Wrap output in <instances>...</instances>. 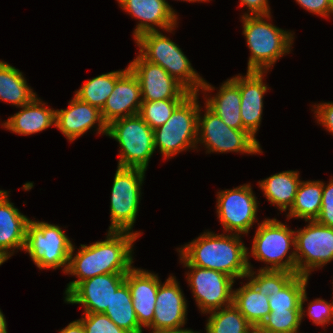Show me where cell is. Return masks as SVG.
Listing matches in <instances>:
<instances>
[{
  "instance_id": "39",
  "label": "cell",
  "mask_w": 333,
  "mask_h": 333,
  "mask_svg": "<svg viewBox=\"0 0 333 333\" xmlns=\"http://www.w3.org/2000/svg\"><path fill=\"white\" fill-rule=\"evenodd\" d=\"M314 117L319 125L323 126L333 136V102L315 103L311 106Z\"/></svg>"
},
{
  "instance_id": "21",
  "label": "cell",
  "mask_w": 333,
  "mask_h": 333,
  "mask_svg": "<svg viewBox=\"0 0 333 333\" xmlns=\"http://www.w3.org/2000/svg\"><path fill=\"white\" fill-rule=\"evenodd\" d=\"M214 90H216L215 87L204 79L200 89L201 93L204 94V105L219 116L228 127L237 130H246L243 127L240 115L241 95L239 74L224 81L213 96H211L212 94H208Z\"/></svg>"
},
{
  "instance_id": "10",
  "label": "cell",
  "mask_w": 333,
  "mask_h": 333,
  "mask_svg": "<svg viewBox=\"0 0 333 333\" xmlns=\"http://www.w3.org/2000/svg\"><path fill=\"white\" fill-rule=\"evenodd\" d=\"M199 108L197 129V150L203 145L206 154L210 153H240L247 155L263 154L257 138L247 130H237L228 127L219 116L206 105ZM204 109V114H202Z\"/></svg>"
},
{
  "instance_id": "22",
  "label": "cell",
  "mask_w": 333,
  "mask_h": 333,
  "mask_svg": "<svg viewBox=\"0 0 333 333\" xmlns=\"http://www.w3.org/2000/svg\"><path fill=\"white\" fill-rule=\"evenodd\" d=\"M125 281L139 325L148 328L153 322L156 296L161 282L158 273L133 266L126 273Z\"/></svg>"
},
{
  "instance_id": "4",
  "label": "cell",
  "mask_w": 333,
  "mask_h": 333,
  "mask_svg": "<svg viewBox=\"0 0 333 333\" xmlns=\"http://www.w3.org/2000/svg\"><path fill=\"white\" fill-rule=\"evenodd\" d=\"M257 225L250 252L248 250V262L254 257L266 264L260 270H285L297 274L295 230L276 218H265Z\"/></svg>"
},
{
  "instance_id": "25",
  "label": "cell",
  "mask_w": 333,
  "mask_h": 333,
  "mask_svg": "<svg viewBox=\"0 0 333 333\" xmlns=\"http://www.w3.org/2000/svg\"><path fill=\"white\" fill-rule=\"evenodd\" d=\"M301 181L299 171L286 170L259 180L257 183L270 205L286 213L293 205Z\"/></svg>"
},
{
  "instance_id": "46",
  "label": "cell",
  "mask_w": 333,
  "mask_h": 333,
  "mask_svg": "<svg viewBox=\"0 0 333 333\" xmlns=\"http://www.w3.org/2000/svg\"><path fill=\"white\" fill-rule=\"evenodd\" d=\"M164 1L167 2V4L169 5L168 1H166V0H164ZM177 1H183V2L186 1V2H189V3H190V2H191V3H192V2H193V3H194V2L201 3V2H209V1H212V0H177Z\"/></svg>"
},
{
  "instance_id": "20",
  "label": "cell",
  "mask_w": 333,
  "mask_h": 333,
  "mask_svg": "<svg viewBox=\"0 0 333 333\" xmlns=\"http://www.w3.org/2000/svg\"><path fill=\"white\" fill-rule=\"evenodd\" d=\"M142 104L141 86L136 75L128 68L116 81L114 90L101 110L103 121H112L139 114Z\"/></svg>"
},
{
  "instance_id": "33",
  "label": "cell",
  "mask_w": 333,
  "mask_h": 333,
  "mask_svg": "<svg viewBox=\"0 0 333 333\" xmlns=\"http://www.w3.org/2000/svg\"><path fill=\"white\" fill-rule=\"evenodd\" d=\"M248 266L249 272L246 275V279L267 297L275 291H280L296 275V273L285 270L257 269V271H254V267L250 261L248 262Z\"/></svg>"
},
{
  "instance_id": "41",
  "label": "cell",
  "mask_w": 333,
  "mask_h": 333,
  "mask_svg": "<svg viewBox=\"0 0 333 333\" xmlns=\"http://www.w3.org/2000/svg\"><path fill=\"white\" fill-rule=\"evenodd\" d=\"M247 9L242 15H268L271 14L269 0H239V7Z\"/></svg>"
},
{
  "instance_id": "8",
  "label": "cell",
  "mask_w": 333,
  "mask_h": 333,
  "mask_svg": "<svg viewBox=\"0 0 333 333\" xmlns=\"http://www.w3.org/2000/svg\"><path fill=\"white\" fill-rule=\"evenodd\" d=\"M107 136L119 143L117 166L147 170L155 150L153 129L139 114L107 125Z\"/></svg>"
},
{
  "instance_id": "29",
  "label": "cell",
  "mask_w": 333,
  "mask_h": 333,
  "mask_svg": "<svg viewBox=\"0 0 333 333\" xmlns=\"http://www.w3.org/2000/svg\"><path fill=\"white\" fill-rule=\"evenodd\" d=\"M104 314L118 327L125 329L129 333H143L144 331L137 320L131 293L126 281L113 293L110 306H107Z\"/></svg>"
},
{
  "instance_id": "30",
  "label": "cell",
  "mask_w": 333,
  "mask_h": 333,
  "mask_svg": "<svg viewBox=\"0 0 333 333\" xmlns=\"http://www.w3.org/2000/svg\"><path fill=\"white\" fill-rule=\"evenodd\" d=\"M103 73L84 82L80 89L75 91V96L81 101L89 103L100 111L106 103L107 98L114 90L117 79L128 69Z\"/></svg>"
},
{
  "instance_id": "34",
  "label": "cell",
  "mask_w": 333,
  "mask_h": 333,
  "mask_svg": "<svg viewBox=\"0 0 333 333\" xmlns=\"http://www.w3.org/2000/svg\"><path fill=\"white\" fill-rule=\"evenodd\" d=\"M301 323V309H287L270 311L259 327L269 333H301L299 332Z\"/></svg>"
},
{
  "instance_id": "11",
  "label": "cell",
  "mask_w": 333,
  "mask_h": 333,
  "mask_svg": "<svg viewBox=\"0 0 333 333\" xmlns=\"http://www.w3.org/2000/svg\"><path fill=\"white\" fill-rule=\"evenodd\" d=\"M179 261L185 272L186 281L191 289L199 311L206 314L233 304L232 277L223 272L190 265L180 254Z\"/></svg>"
},
{
  "instance_id": "27",
  "label": "cell",
  "mask_w": 333,
  "mask_h": 333,
  "mask_svg": "<svg viewBox=\"0 0 333 333\" xmlns=\"http://www.w3.org/2000/svg\"><path fill=\"white\" fill-rule=\"evenodd\" d=\"M240 282L237 289H233V304L239 312L253 325L258 327L270 313L269 298L259 292L258 289L248 280Z\"/></svg>"
},
{
  "instance_id": "32",
  "label": "cell",
  "mask_w": 333,
  "mask_h": 333,
  "mask_svg": "<svg viewBox=\"0 0 333 333\" xmlns=\"http://www.w3.org/2000/svg\"><path fill=\"white\" fill-rule=\"evenodd\" d=\"M308 280L309 277L296 274L280 291H275L268 297L270 310L301 309V297Z\"/></svg>"
},
{
  "instance_id": "28",
  "label": "cell",
  "mask_w": 333,
  "mask_h": 333,
  "mask_svg": "<svg viewBox=\"0 0 333 333\" xmlns=\"http://www.w3.org/2000/svg\"><path fill=\"white\" fill-rule=\"evenodd\" d=\"M323 181L302 180L299 184L293 205L285 213L287 220L298 218L316 220L321 211Z\"/></svg>"
},
{
  "instance_id": "12",
  "label": "cell",
  "mask_w": 333,
  "mask_h": 333,
  "mask_svg": "<svg viewBox=\"0 0 333 333\" xmlns=\"http://www.w3.org/2000/svg\"><path fill=\"white\" fill-rule=\"evenodd\" d=\"M216 196V213L225 233L244 237L254 223H260L257 218L259 201L250 183L220 190Z\"/></svg>"
},
{
  "instance_id": "40",
  "label": "cell",
  "mask_w": 333,
  "mask_h": 333,
  "mask_svg": "<svg viewBox=\"0 0 333 333\" xmlns=\"http://www.w3.org/2000/svg\"><path fill=\"white\" fill-rule=\"evenodd\" d=\"M295 2L316 16L326 19L333 15V0H295Z\"/></svg>"
},
{
  "instance_id": "7",
  "label": "cell",
  "mask_w": 333,
  "mask_h": 333,
  "mask_svg": "<svg viewBox=\"0 0 333 333\" xmlns=\"http://www.w3.org/2000/svg\"><path fill=\"white\" fill-rule=\"evenodd\" d=\"M73 244L60 226L31 219L27 224L23 251L29 254L39 270L62 268L65 274Z\"/></svg>"
},
{
  "instance_id": "44",
  "label": "cell",
  "mask_w": 333,
  "mask_h": 333,
  "mask_svg": "<svg viewBox=\"0 0 333 333\" xmlns=\"http://www.w3.org/2000/svg\"><path fill=\"white\" fill-rule=\"evenodd\" d=\"M7 321L5 318V315L3 314V312L0 309V333H8L7 332Z\"/></svg>"
},
{
  "instance_id": "15",
  "label": "cell",
  "mask_w": 333,
  "mask_h": 333,
  "mask_svg": "<svg viewBox=\"0 0 333 333\" xmlns=\"http://www.w3.org/2000/svg\"><path fill=\"white\" fill-rule=\"evenodd\" d=\"M122 11L138 20L133 30V39L147 32L166 31L173 33L178 27V14L164 0H116ZM159 28V29H158Z\"/></svg>"
},
{
  "instance_id": "3",
  "label": "cell",
  "mask_w": 333,
  "mask_h": 333,
  "mask_svg": "<svg viewBox=\"0 0 333 333\" xmlns=\"http://www.w3.org/2000/svg\"><path fill=\"white\" fill-rule=\"evenodd\" d=\"M271 16H241L242 34L250 51L247 71L269 72L281 57L292 50L295 33L270 23Z\"/></svg>"
},
{
  "instance_id": "45",
  "label": "cell",
  "mask_w": 333,
  "mask_h": 333,
  "mask_svg": "<svg viewBox=\"0 0 333 333\" xmlns=\"http://www.w3.org/2000/svg\"><path fill=\"white\" fill-rule=\"evenodd\" d=\"M249 333H269L266 331H263L259 326L258 327H253Z\"/></svg>"
},
{
  "instance_id": "35",
  "label": "cell",
  "mask_w": 333,
  "mask_h": 333,
  "mask_svg": "<svg viewBox=\"0 0 333 333\" xmlns=\"http://www.w3.org/2000/svg\"><path fill=\"white\" fill-rule=\"evenodd\" d=\"M184 99L142 101L139 115L154 130L163 125Z\"/></svg>"
},
{
  "instance_id": "24",
  "label": "cell",
  "mask_w": 333,
  "mask_h": 333,
  "mask_svg": "<svg viewBox=\"0 0 333 333\" xmlns=\"http://www.w3.org/2000/svg\"><path fill=\"white\" fill-rule=\"evenodd\" d=\"M47 104L37 95L30 103L21 106L20 111L2 122L1 126L11 133L24 136L55 127L56 110Z\"/></svg>"
},
{
  "instance_id": "6",
  "label": "cell",
  "mask_w": 333,
  "mask_h": 333,
  "mask_svg": "<svg viewBox=\"0 0 333 333\" xmlns=\"http://www.w3.org/2000/svg\"><path fill=\"white\" fill-rule=\"evenodd\" d=\"M199 94L190 93L169 119L153 130L155 150L161 153L163 159H172L189 149L197 151L198 112L201 105Z\"/></svg>"
},
{
  "instance_id": "17",
  "label": "cell",
  "mask_w": 333,
  "mask_h": 333,
  "mask_svg": "<svg viewBox=\"0 0 333 333\" xmlns=\"http://www.w3.org/2000/svg\"><path fill=\"white\" fill-rule=\"evenodd\" d=\"M68 103L66 109H56L55 128H58L69 142L77 140L93 128L96 129V134L107 136V124L98 108L81 101L75 95Z\"/></svg>"
},
{
  "instance_id": "42",
  "label": "cell",
  "mask_w": 333,
  "mask_h": 333,
  "mask_svg": "<svg viewBox=\"0 0 333 333\" xmlns=\"http://www.w3.org/2000/svg\"><path fill=\"white\" fill-rule=\"evenodd\" d=\"M59 333H86V331L82 322L79 319H76L61 329Z\"/></svg>"
},
{
  "instance_id": "31",
  "label": "cell",
  "mask_w": 333,
  "mask_h": 333,
  "mask_svg": "<svg viewBox=\"0 0 333 333\" xmlns=\"http://www.w3.org/2000/svg\"><path fill=\"white\" fill-rule=\"evenodd\" d=\"M207 314L205 333H249L253 328L234 304Z\"/></svg>"
},
{
  "instance_id": "19",
  "label": "cell",
  "mask_w": 333,
  "mask_h": 333,
  "mask_svg": "<svg viewBox=\"0 0 333 333\" xmlns=\"http://www.w3.org/2000/svg\"><path fill=\"white\" fill-rule=\"evenodd\" d=\"M9 191L0 192V266L18 250H24L27 224L31 220L10 201Z\"/></svg>"
},
{
  "instance_id": "18",
  "label": "cell",
  "mask_w": 333,
  "mask_h": 333,
  "mask_svg": "<svg viewBox=\"0 0 333 333\" xmlns=\"http://www.w3.org/2000/svg\"><path fill=\"white\" fill-rule=\"evenodd\" d=\"M155 304L153 322L148 329H174L186 325L188 303L173 274L160 282Z\"/></svg>"
},
{
  "instance_id": "37",
  "label": "cell",
  "mask_w": 333,
  "mask_h": 333,
  "mask_svg": "<svg viewBox=\"0 0 333 333\" xmlns=\"http://www.w3.org/2000/svg\"><path fill=\"white\" fill-rule=\"evenodd\" d=\"M86 333H129L125 329L118 327L104 313H83L79 319Z\"/></svg>"
},
{
  "instance_id": "2",
  "label": "cell",
  "mask_w": 333,
  "mask_h": 333,
  "mask_svg": "<svg viewBox=\"0 0 333 333\" xmlns=\"http://www.w3.org/2000/svg\"><path fill=\"white\" fill-rule=\"evenodd\" d=\"M241 236L206 230L176 251L190 265L223 272L235 281L245 279L249 272V248Z\"/></svg>"
},
{
  "instance_id": "13",
  "label": "cell",
  "mask_w": 333,
  "mask_h": 333,
  "mask_svg": "<svg viewBox=\"0 0 333 333\" xmlns=\"http://www.w3.org/2000/svg\"><path fill=\"white\" fill-rule=\"evenodd\" d=\"M304 228L295 230L297 274L310 277L317 268L333 261V228L316 220H306Z\"/></svg>"
},
{
  "instance_id": "9",
  "label": "cell",
  "mask_w": 333,
  "mask_h": 333,
  "mask_svg": "<svg viewBox=\"0 0 333 333\" xmlns=\"http://www.w3.org/2000/svg\"><path fill=\"white\" fill-rule=\"evenodd\" d=\"M110 199V226L108 231H129L139 237L140 231H133L142 197L141 187L146 170L119 167L115 171Z\"/></svg>"
},
{
  "instance_id": "16",
  "label": "cell",
  "mask_w": 333,
  "mask_h": 333,
  "mask_svg": "<svg viewBox=\"0 0 333 333\" xmlns=\"http://www.w3.org/2000/svg\"><path fill=\"white\" fill-rule=\"evenodd\" d=\"M125 276L126 273H107L84 280L64 298V302L83 306V313H105Z\"/></svg>"
},
{
  "instance_id": "14",
  "label": "cell",
  "mask_w": 333,
  "mask_h": 333,
  "mask_svg": "<svg viewBox=\"0 0 333 333\" xmlns=\"http://www.w3.org/2000/svg\"><path fill=\"white\" fill-rule=\"evenodd\" d=\"M137 54L128 67L140 82L142 101L185 99L190 94L160 65L153 64Z\"/></svg>"
},
{
  "instance_id": "38",
  "label": "cell",
  "mask_w": 333,
  "mask_h": 333,
  "mask_svg": "<svg viewBox=\"0 0 333 333\" xmlns=\"http://www.w3.org/2000/svg\"><path fill=\"white\" fill-rule=\"evenodd\" d=\"M316 221L333 228V177L328 184L323 181L321 211Z\"/></svg>"
},
{
  "instance_id": "5",
  "label": "cell",
  "mask_w": 333,
  "mask_h": 333,
  "mask_svg": "<svg viewBox=\"0 0 333 333\" xmlns=\"http://www.w3.org/2000/svg\"><path fill=\"white\" fill-rule=\"evenodd\" d=\"M138 53L147 61L160 65L190 93H199L204 78L193 68L182 49L162 31L147 32L134 40Z\"/></svg>"
},
{
  "instance_id": "43",
  "label": "cell",
  "mask_w": 333,
  "mask_h": 333,
  "mask_svg": "<svg viewBox=\"0 0 333 333\" xmlns=\"http://www.w3.org/2000/svg\"><path fill=\"white\" fill-rule=\"evenodd\" d=\"M152 330V331H151ZM150 333H202L200 331H194L189 328H174V329H150Z\"/></svg>"
},
{
  "instance_id": "36",
  "label": "cell",
  "mask_w": 333,
  "mask_h": 333,
  "mask_svg": "<svg viewBox=\"0 0 333 333\" xmlns=\"http://www.w3.org/2000/svg\"><path fill=\"white\" fill-rule=\"evenodd\" d=\"M307 299V291L305 290L301 297V320L305 316H308L316 326H323L325 328L327 324L330 325L333 322V300L332 302H328L322 298H315L313 301L308 302V308L304 309V304L308 301Z\"/></svg>"
},
{
  "instance_id": "26",
  "label": "cell",
  "mask_w": 333,
  "mask_h": 333,
  "mask_svg": "<svg viewBox=\"0 0 333 333\" xmlns=\"http://www.w3.org/2000/svg\"><path fill=\"white\" fill-rule=\"evenodd\" d=\"M37 96L22 71L0 60V101L20 108Z\"/></svg>"
},
{
  "instance_id": "1",
  "label": "cell",
  "mask_w": 333,
  "mask_h": 333,
  "mask_svg": "<svg viewBox=\"0 0 333 333\" xmlns=\"http://www.w3.org/2000/svg\"><path fill=\"white\" fill-rule=\"evenodd\" d=\"M139 236L129 231H108L104 241L72 247L65 274L75 276L64 291V298L82 281L107 273H127L134 263V243ZM75 252V254H74Z\"/></svg>"
},
{
  "instance_id": "23",
  "label": "cell",
  "mask_w": 333,
  "mask_h": 333,
  "mask_svg": "<svg viewBox=\"0 0 333 333\" xmlns=\"http://www.w3.org/2000/svg\"><path fill=\"white\" fill-rule=\"evenodd\" d=\"M268 72L247 71L239 74V89L241 95L240 115L243 127L256 138L263 115V97L270 87L263 82ZM265 76V77H264Z\"/></svg>"
}]
</instances>
